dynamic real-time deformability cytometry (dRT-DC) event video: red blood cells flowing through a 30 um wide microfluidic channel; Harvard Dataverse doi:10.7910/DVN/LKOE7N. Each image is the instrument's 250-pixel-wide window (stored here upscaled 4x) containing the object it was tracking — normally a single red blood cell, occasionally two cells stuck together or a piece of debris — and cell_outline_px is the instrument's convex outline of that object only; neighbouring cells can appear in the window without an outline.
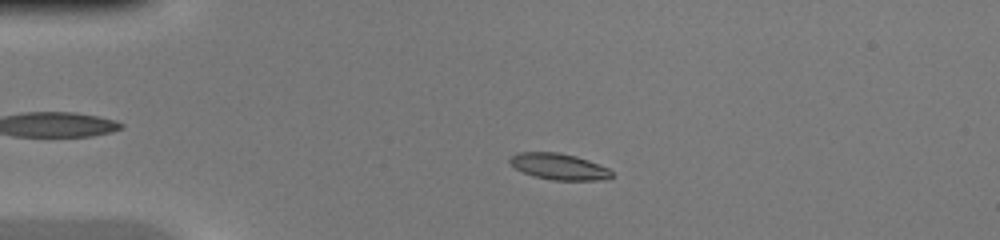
{"species": "common noctule bat (a hibernating species)", "species_latin": "Nyctalus noctula", "temperature_condition": "warm", "stored_images_in_passage": 41, "camera_frame_rate_fps": 3000, "um_per_image_px": 0.085, "animal": {"sex": "female", "body_mass_g": 20.0, "forearm_length_mm": 54.0}, "frame": {"image": 1, "passage_image": 6, "time_ms": 1.667, "image_size_px": [1000, 240], "cell_outline_px": [[616, 176], [608, 180], [552, 180], [536, 176], [524, 172], [516, 168], [508, 160], [516, 152], [556, 152], [576, 156], [588, 160], [608, 168]], "centroid_in_image_um": [47.57, 14.16], "position_along_channel_um": 37.4, "area_um2": 15.55}}
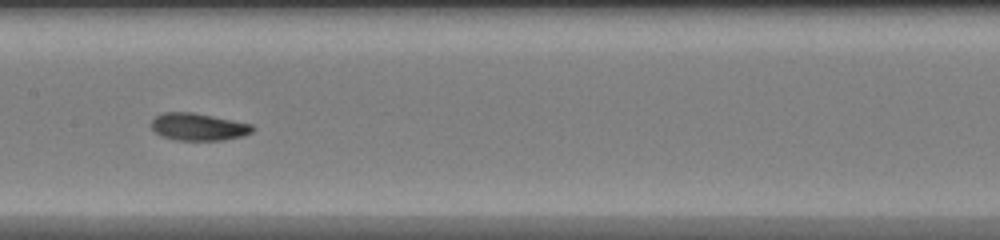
{"frame": {"image": 2, "passage_image": 19, "time_ms": 6.0, "image_size_px": [1000, 240], "cell_outline_px": [[256, 128], [252, 132], [244, 136], [224, 140], [176, 140], [160, 136], [152, 128], [152, 120], [156, 116], [164, 112], [192, 112], [252, 124]], "centroid_in_image_um": [16.88, 10.79], "position_along_channel_um": 190.5, "area_um2": 16.13}}
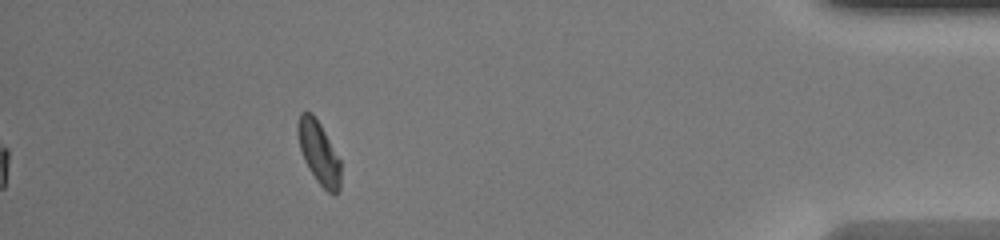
{"frame": {"image": 3, "passage_image": 37, "time_ms": 12.0, "image_size_px": [1000, 240], "cell_outline_px": [[340, 188], [332, 196], [316, 180], [308, 168], [304, 160], [300, 148], [296, 132], [296, 124], [300, 112], [312, 112], [320, 124], [340, 160]], "centroid_in_image_um": [27.07, 12.96], "position_along_channel_um": 408.1, "area_um2": 15.66}}